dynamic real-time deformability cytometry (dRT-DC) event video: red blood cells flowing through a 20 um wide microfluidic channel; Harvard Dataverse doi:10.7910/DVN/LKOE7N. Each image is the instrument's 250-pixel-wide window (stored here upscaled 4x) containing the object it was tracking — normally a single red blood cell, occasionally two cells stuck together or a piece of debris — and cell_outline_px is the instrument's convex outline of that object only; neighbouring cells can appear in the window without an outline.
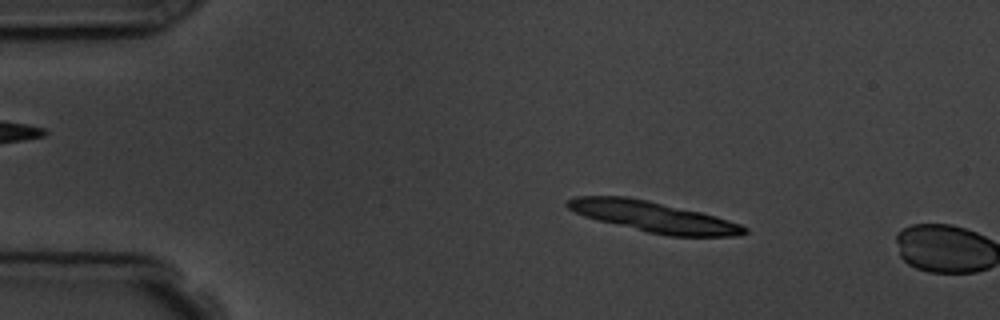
{"species": "common noctule bat (a hibernating species)", "species_latin": "Nyctalus noctula", "temperature_condition": "room temperature", "stored_images_in_passage": 2, "camera_frame_rate_fps": 3000, "um_per_image_px": 0.085, "animal": {"sex": "male", "body_mass_g": 19.5, "forearm_length_mm": 54.6}, "frame": {"image": 1, "passage_image": 1, "time_ms": 0.0, "image_size_px": [1000, 320], "cell_outline_px": [[748, 232], [740, 236], [668, 236], [648, 232], [596, 220], [584, 216], [568, 208], [564, 204], [568, 200], [576, 196], [628, 196], [648, 200], [700, 212], [716, 216], [740, 224], [748, 228]], "centroid_in_image_um": [55.55, 18.42], "position_along_channel_um": 29.5, "area_um2": 31.5}}